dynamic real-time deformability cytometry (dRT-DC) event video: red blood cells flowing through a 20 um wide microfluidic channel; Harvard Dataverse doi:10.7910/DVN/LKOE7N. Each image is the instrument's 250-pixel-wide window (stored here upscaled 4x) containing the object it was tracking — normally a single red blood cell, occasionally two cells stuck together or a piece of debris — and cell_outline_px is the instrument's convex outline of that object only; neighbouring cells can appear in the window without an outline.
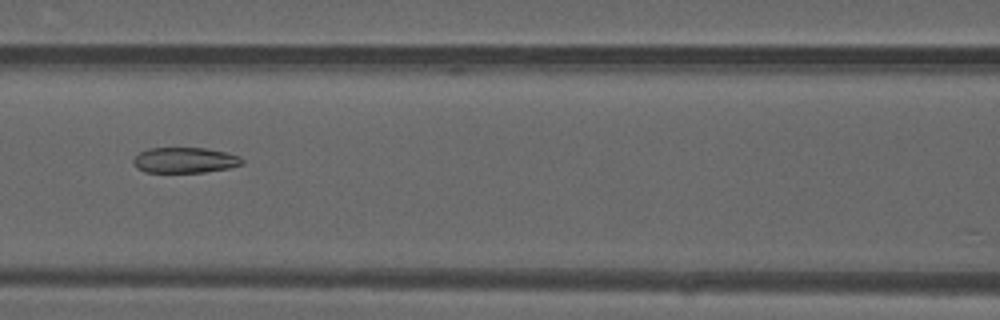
{"species": "common noctule bat (a hibernating species)", "species_latin": "Nyctalus noctula", "temperature_condition": "warm", "stored_images_in_passage": 49, "camera_frame_rate_fps": 3000, "um_per_image_px": 0.085, "animal": {"sex": "male", "forearm_length_mm": 52.5}, "frame": {"image": 1, "passage_image": 22, "time_ms": 7.0, "image_size_px": [1000, 320], "cell_outline_px": [[244, 164], [228, 168], [204, 172], [144, 172], [136, 168], [132, 164], [132, 160], [140, 152], [148, 148], [204, 148], [224, 152], [240, 156], [244, 160]], "centroid_in_image_um": [15.69, 13.62], "position_along_channel_um": 150.9, "area_um2": 16.24}}
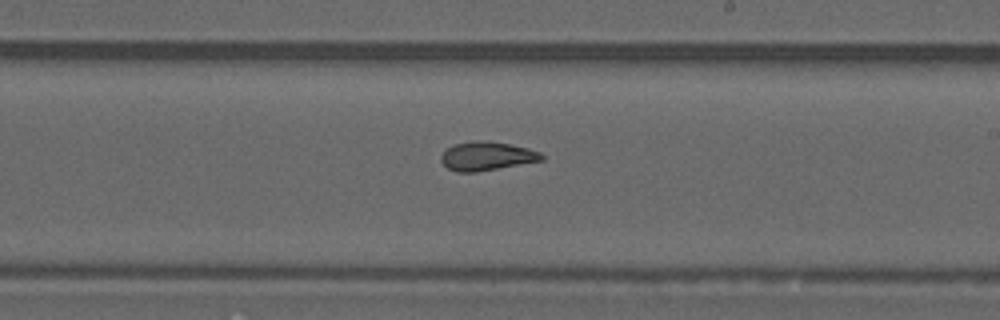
{"frame": {"image": 2, "passage_image": 29, "time_ms": 9.333, "image_size_px": [1000, 320], "cell_outline_px": [[544, 160], [476, 172], [456, 172], [448, 168], [440, 160], [440, 156], [448, 148], [456, 144], [476, 140], [488, 140], [528, 148], [540, 152], [544, 156]], "centroid_in_image_um": [41.38, 13.27], "position_along_channel_um": 247.6, "area_um2": 16.76}}
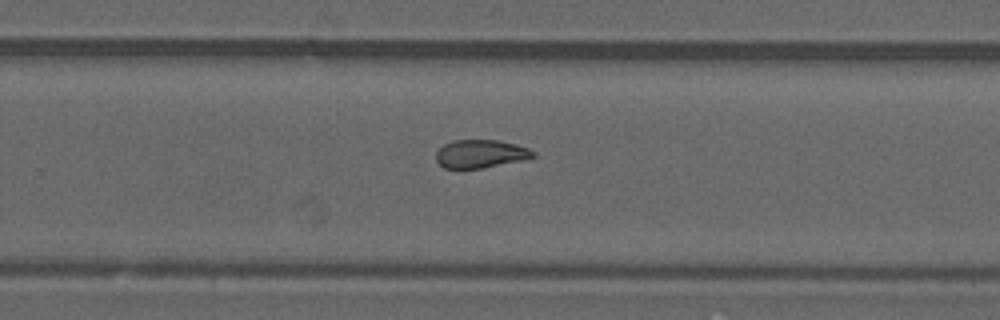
{"frame": {"image": 3, "passage_image": 32, "time_ms": 10.333, "image_size_px": [1000, 320], "cell_outline_px": [[536, 156], [520, 160], [480, 168], [444, 168], [436, 160], [436, 152], [444, 144], [452, 140], [496, 140], [516, 144], [528, 148], [536, 152]], "centroid_in_image_um": [40.83, 13.06], "position_along_channel_um": 289.0, "area_um2": 15.72}, "authors_computed_cell_mechanics": {"area_um2": 17.5712, "velocity_mm_per_s": 4.1624, "shape_relaxation_time_tau1_ms": null, "shape_relaxation_time_tau2_ms": 1.6102, "deformation_change_tau1": null, "deformation_change_tau2": 0.0908}}